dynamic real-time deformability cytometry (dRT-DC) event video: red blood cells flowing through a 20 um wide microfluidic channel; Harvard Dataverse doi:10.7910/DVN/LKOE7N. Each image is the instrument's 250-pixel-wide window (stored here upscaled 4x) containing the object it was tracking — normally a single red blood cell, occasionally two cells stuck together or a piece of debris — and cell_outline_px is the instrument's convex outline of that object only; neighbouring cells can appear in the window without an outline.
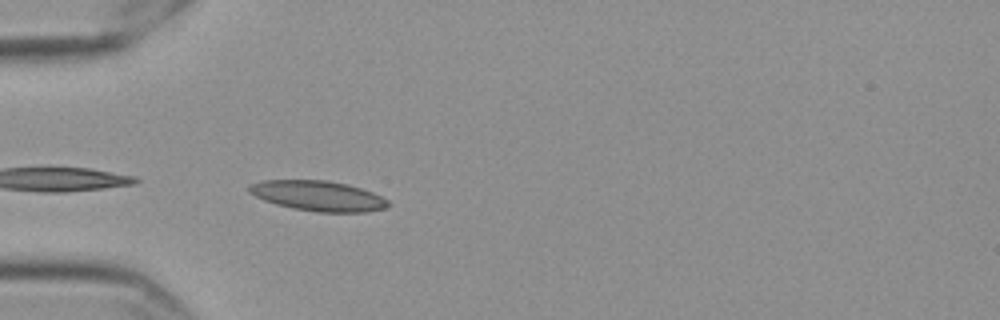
{"species": "Egyptian fruit bat (a non-hibernating species)", "species_latin": "Rousettus aegyptiacus", "temperature_condition": "cold", "stored_images_in_passage": 5, "camera_frame_rate_fps": 3000, "um_per_image_px": 0.085, "frame": {"image": 1, "passage_image": 1, "time_ms": 0.0, "image_size_px": [1000, 320], "cell_outline_px": [[392, 204], [384, 208], [368, 212], [316, 212], [292, 208], [276, 204], [264, 200], [248, 192], [248, 184], [264, 180], [328, 180], [348, 184], [372, 192], [388, 200]], "centroid_in_image_um": [27.04, 16.64], "position_along_channel_um": 58.0, "area_um2": 24.57}}